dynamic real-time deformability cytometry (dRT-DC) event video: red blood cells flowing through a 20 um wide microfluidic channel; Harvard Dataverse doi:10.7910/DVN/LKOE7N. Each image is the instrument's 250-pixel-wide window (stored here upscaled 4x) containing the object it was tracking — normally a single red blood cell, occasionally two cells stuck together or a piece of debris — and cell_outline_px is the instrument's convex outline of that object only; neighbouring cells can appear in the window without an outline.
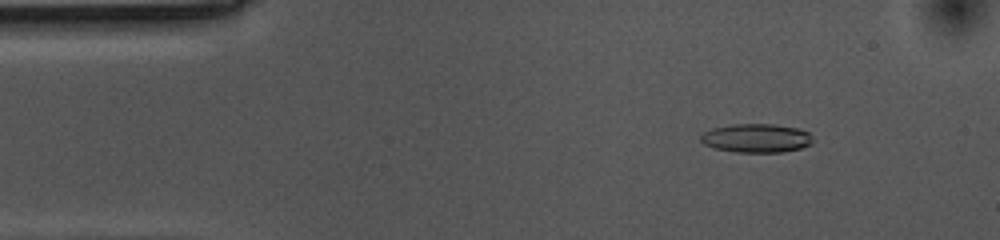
{"species": "common noctule bat (a hibernating species)", "species_latin": "Nyctalus noctula", "temperature_condition": "cold", "stored_images_in_passage": 56, "camera_frame_rate_fps": 3000, "um_per_image_px": 0.085, "animal": {"sex": "female", "body_mass_g": 10.0, "forearm_length_mm": 53.1}, "frame": {"image": 1, "passage_image": 7, "time_ms": 2.0, "image_size_px": [1000, 240], "cell_outline_px": [[812, 144], [800, 148], [784, 152], [736, 152], [716, 148], [704, 144], [700, 140], [700, 136], [704, 132], [712, 128], [732, 124], [772, 124], [800, 128], [808, 132], [812, 136]], "centroid_in_image_um": [64.31, 11.73], "position_along_channel_um": 20.7, "area_um2": 18.84}}
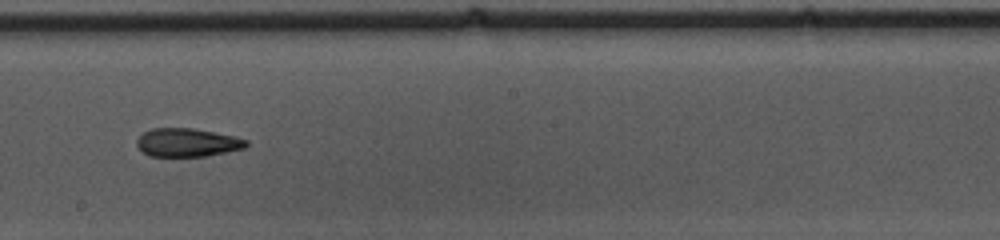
{"frame": {"image": 2, "passage_image": 30, "time_ms": 9.667, "image_size_px": [1000, 240], "cell_outline_px": [[248, 144], [244, 148], [208, 156], [148, 156], [136, 144], [136, 140], [144, 132], [152, 128], [192, 128], [232, 136], [248, 140]], "centroid_in_image_um": [15.9, 12.12], "position_along_channel_um": 232.3, "area_um2": 17.92}}
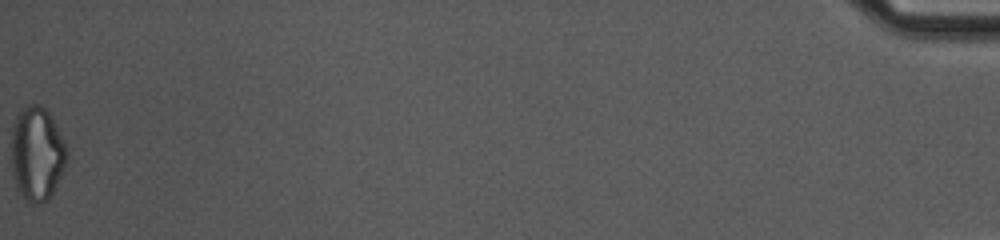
{"frame": {"image": 3, "passage_image": 56, "time_ms": 18.333, "image_size_px": [1000, 240], "cell_outline_px": [[68, 156], [64, 168], [48, 200], [40, 204], [32, 204], [16, 188], [12, 176], [12, 124], [16, 116], [28, 104], [40, 104], [48, 112], [64, 140]], "centroid_in_image_um": [3.13, 13.06], "position_along_channel_um": 432.1, "area_um2": 30.23}, "authors_computed_cell_mechanics": {"area_um2": 19.1607, "velocity_mm_per_s": 3.5516, "shape_relaxation_time_tau1_ms": 6.9371, "shape_relaxation_time_tau2_ms": 5.3768, "deformation_change_tau1": 0.1655, "deformation_change_tau2": 0.1529}}